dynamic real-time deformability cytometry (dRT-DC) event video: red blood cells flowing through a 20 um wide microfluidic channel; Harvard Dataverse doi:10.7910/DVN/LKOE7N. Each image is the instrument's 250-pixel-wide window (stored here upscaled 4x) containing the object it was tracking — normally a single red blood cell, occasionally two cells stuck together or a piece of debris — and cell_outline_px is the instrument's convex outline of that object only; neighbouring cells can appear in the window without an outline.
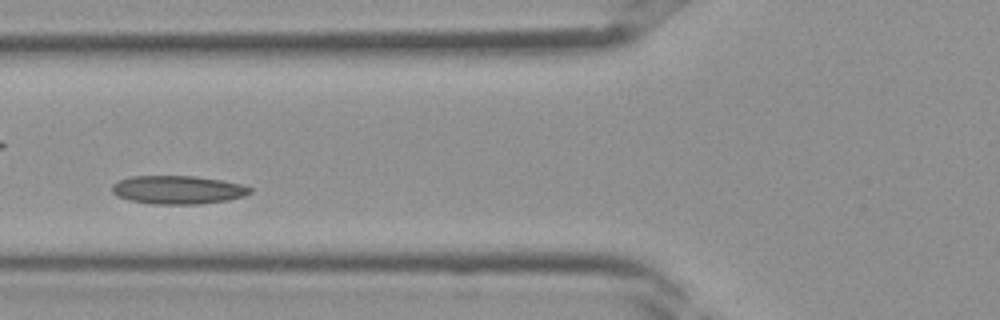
{"species": "Egyptian fruit bat (a non-hibernating species)", "species_latin": "Rousettus aegyptiacus", "temperature_condition": "room temperature", "stored_images_in_passage": 36, "camera_frame_rate_fps": 3000, "um_per_image_px": 0.085, "frame": {"image": 1, "passage_image": 15, "time_ms": 4.667, "image_size_px": [1000, 320], "cell_outline_px": [[252, 192], [244, 196], [228, 200], [200, 204], [152, 204], [128, 200], [116, 196], [112, 192], [112, 184], [120, 180], [132, 176], [196, 176], [224, 180], [240, 184], [252, 188]], "centroid_in_image_um": [15.12, 16.13], "position_along_channel_um": 110.7, "area_um2": 23.0}}
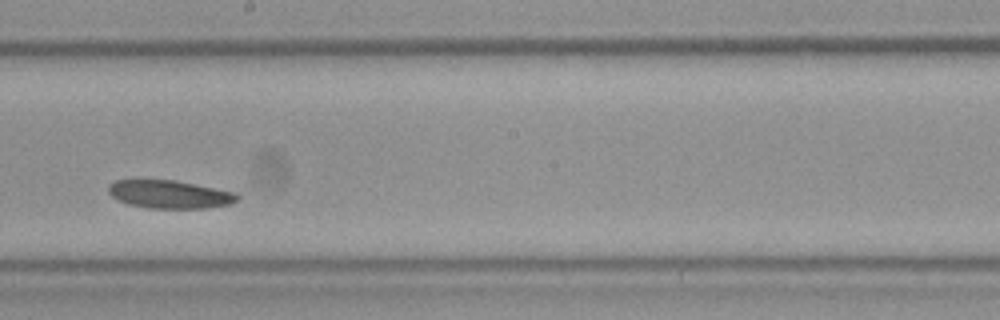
{"frame": {"image": 2, "passage_image": 22, "time_ms": 7.0, "image_size_px": [1000, 320], "cell_outline_px": [[240, 196], [232, 204], [208, 208], [148, 208], [128, 204], [116, 200], [108, 192], [108, 184], [116, 180], [172, 180], [236, 192]], "centroid_in_image_um": [14.4, 16.52], "position_along_channel_um": 233.8, "area_um2": 21.1}}
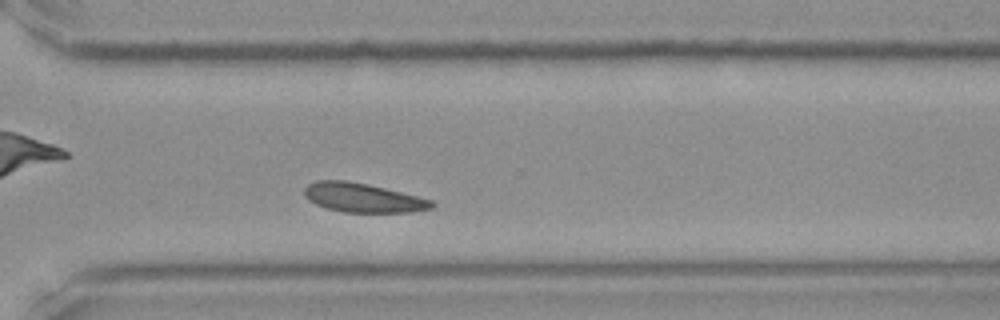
{"frame": {"image": 3, "passage_image": 28, "time_ms": 9.0, "image_size_px": [1000, 320], "cell_outline_px": [[436, 204], [432, 208], [412, 212], [344, 212], [328, 208], [316, 204], [308, 200], [304, 196], [304, 188], [308, 184], [316, 180], [344, 180], [368, 184], [420, 196], [432, 200]], "centroid_in_image_um": [30.86, 16.8], "position_along_channel_um": 339.7, "area_um2": 21.73}}